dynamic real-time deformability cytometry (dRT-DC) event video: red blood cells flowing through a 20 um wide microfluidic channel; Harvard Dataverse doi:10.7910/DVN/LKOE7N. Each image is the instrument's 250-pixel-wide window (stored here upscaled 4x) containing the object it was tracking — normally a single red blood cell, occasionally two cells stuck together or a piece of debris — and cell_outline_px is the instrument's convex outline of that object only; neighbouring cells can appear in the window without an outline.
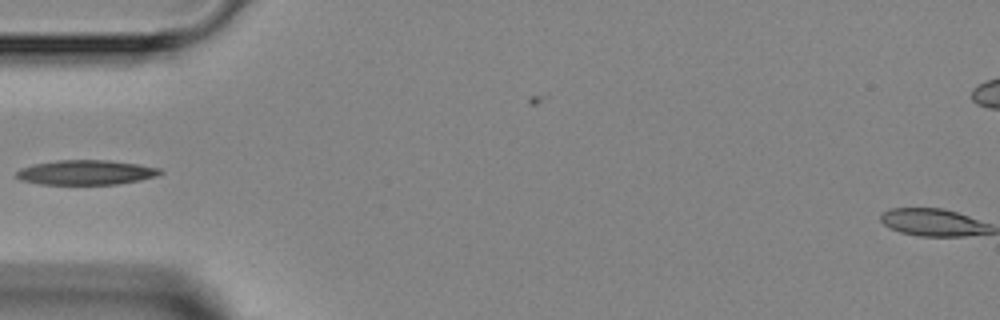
{"species": "Egyptian fruit bat (a non-hibernating species)", "species_latin": "Rousettus aegyptiacus", "temperature_condition": "room temperature", "stored_images_in_passage": 6, "camera_frame_rate_fps": 3000, "um_per_image_px": 0.085, "animal": {"sex": "female"}, "frame": {"image": 1, "passage_image": 5, "time_ms": 4.667, "image_size_px": [1000, 320], "cell_outline_px": [[164, 172], [156, 176], [140, 180], [116, 184], [40, 184], [20, 180], [16, 176], [16, 172], [20, 168], [32, 164], [56, 160], [108, 160], [136, 164], [160, 168]], "centroid_in_image_um": [7.28, 14.65], "position_along_channel_um": 77.7, "area_um2": 20.69}}
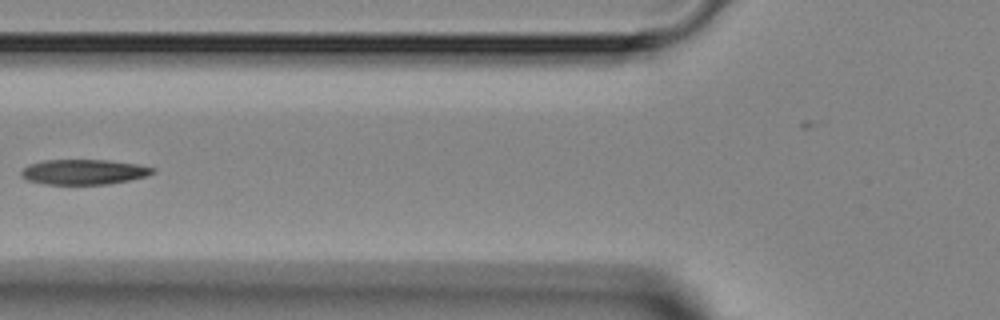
{"frame": {"image": 2, "passage_image": 6, "time_ms": 5.667, "image_size_px": [1000, 320], "cell_outline_px": [[156, 172], [144, 176], [128, 180], [108, 184], [44, 184], [28, 180], [20, 176], [20, 172], [28, 164], [44, 160], [108, 160], [136, 164], [156, 168]], "centroid_in_image_um": [7.09, 14.61], "position_along_channel_um": 118.7, "area_um2": 19.19}}